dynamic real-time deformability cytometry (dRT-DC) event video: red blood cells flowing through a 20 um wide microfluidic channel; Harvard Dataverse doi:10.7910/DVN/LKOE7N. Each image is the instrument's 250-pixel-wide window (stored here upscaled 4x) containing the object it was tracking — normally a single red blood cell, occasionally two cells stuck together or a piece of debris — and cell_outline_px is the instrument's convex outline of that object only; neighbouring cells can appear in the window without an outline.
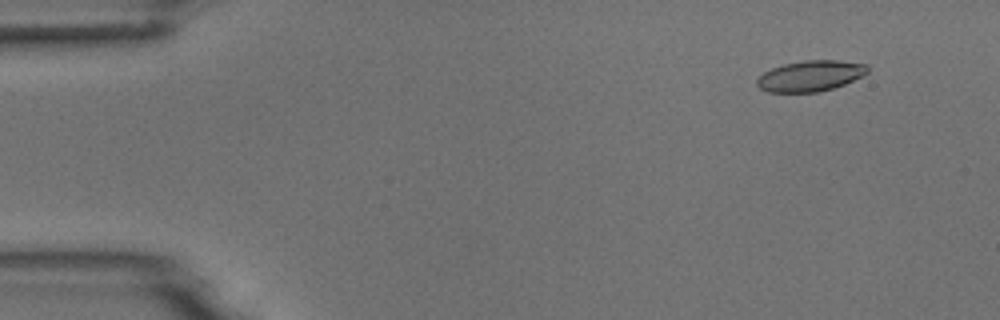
{"species": "common noctule bat (a hibernating species)", "species_latin": "Nyctalus noctula", "temperature_condition": "room temperature", "stored_images_in_passage": 54, "camera_frame_rate_fps": 3000, "um_per_image_px": 0.085, "animal": {"sex": "male", "body_mass_g": 18.8}, "frame": {"image": 1, "passage_image": 5, "time_ms": 1.333, "image_size_px": [1000, 320], "cell_outline_px": [[868, 72], [844, 84], [820, 92], [768, 92], [760, 88], [756, 84], [756, 80], [764, 72], [772, 68], [784, 64], [804, 60], [836, 60], [868, 64]], "centroid_in_image_um": [68.87, 6.45], "position_along_channel_um": 16.1, "area_um2": 19.71}}
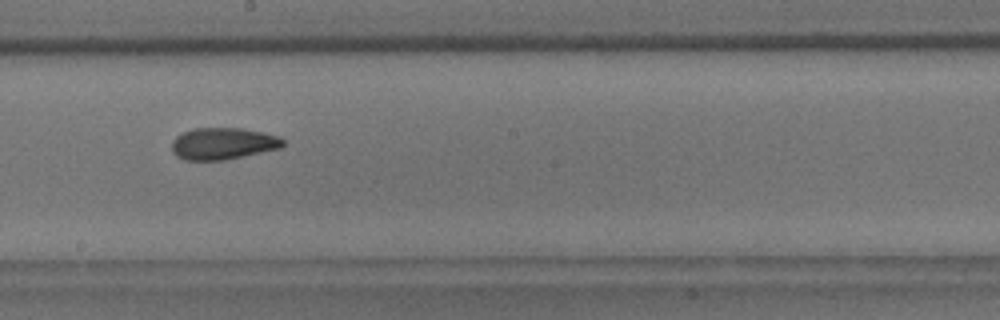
{"frame": {"image": 2, "passage_image": 30, "time_ms": 9.667, "image_size_px": [1000, 320], "cell_outline_px": [[284, 144], [280, 148], [224, 160], [184, 160], [176, 156], [172, 152], [172, 140], [176, 136], [192, 128], [240, 128], [264, 132], [280, 136], [284, 140]], "centroid_in_image_um": [18.94, 12.2], "position_along_channel_um": 229.3, "area_um2": 20.69}}
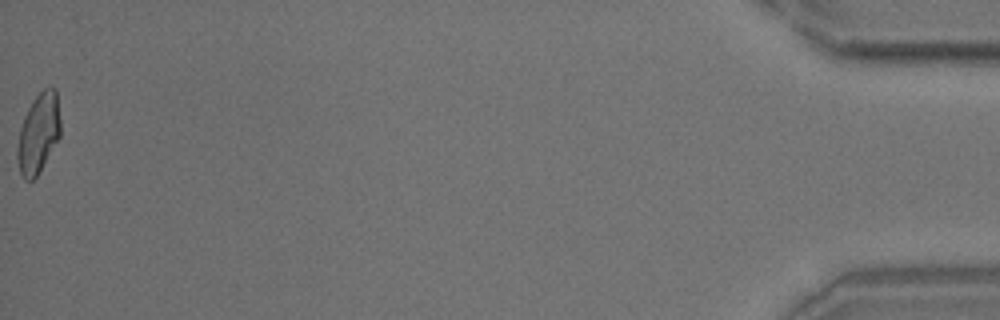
{"frame": {"image": 3, "passage_image": 54, "time_ms": 17.667, "image_size_px": [1000, 320], "cell_outline_px": [[60, 136], [36, 176], [32, 180], [24, 180], [20, 172], [16, 156], [16, 148], [20, 128], [24, 116], [32, 100], [48, 84], [56, 88], [60, 120]], "centroid_in_image_um": [3.26, 11.28], "position_along_channel_um": 431.9, "area_um2": 20.06}, "authors_computed_cell_mechanics": {"area_um2": 20.3745, "velocity_mm_per_s": 3.7639, "shape_relaxation_time_tau1_ms": 8.0512, "shape_relaxation_time_tau2_ms": 2.5542, "deformation_change_tau1": 0.1852, "deformation_change_tau2": 0.0942}}